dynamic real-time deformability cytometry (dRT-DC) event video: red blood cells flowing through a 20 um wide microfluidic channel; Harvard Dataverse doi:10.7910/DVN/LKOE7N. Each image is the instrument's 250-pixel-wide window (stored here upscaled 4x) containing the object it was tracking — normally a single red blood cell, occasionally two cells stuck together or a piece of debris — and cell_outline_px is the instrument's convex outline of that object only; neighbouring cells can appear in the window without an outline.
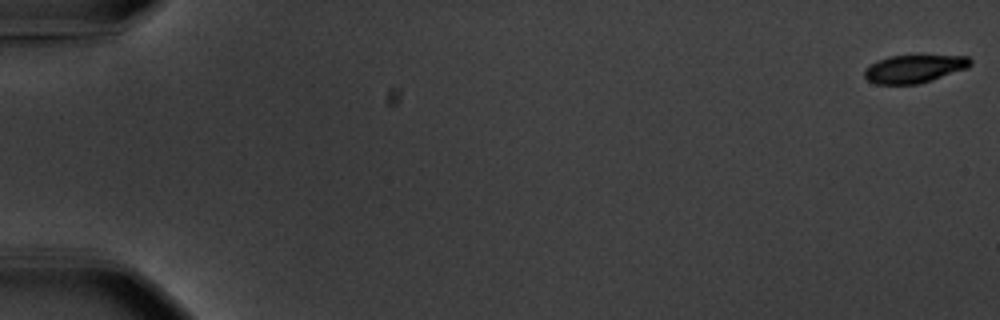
{"species": "common noctule bat (a hibernating species)", "species_latin": "Nyctalus noctula", "temperature_condition": "warm", "stored_images_in_passage": 57, "camera_frame_rate_fps": 3000, "um_per_image_px": 0.085, "animal": {"sex": "male", "body_mass_g": 20.1, "forearm_length_mm": 53.5}, "frame": {"image": 1, "passage_image": 1, "time_ms": 0.0, "image_size_px": [1000, 320], "cell_outline_px": [[972, 64], [968, 68], [932, 80], [916, 84], [876, 84], [868, 80], [864, 76], [864, 72], [876, 60], [888, 56], [916, 52], [920, 52], [968, 56], [972, 60]], "centroid_in_image_um": [77.78, 5.77], "position_along_channel_um": 7.2, "area_um2": 18.32}}
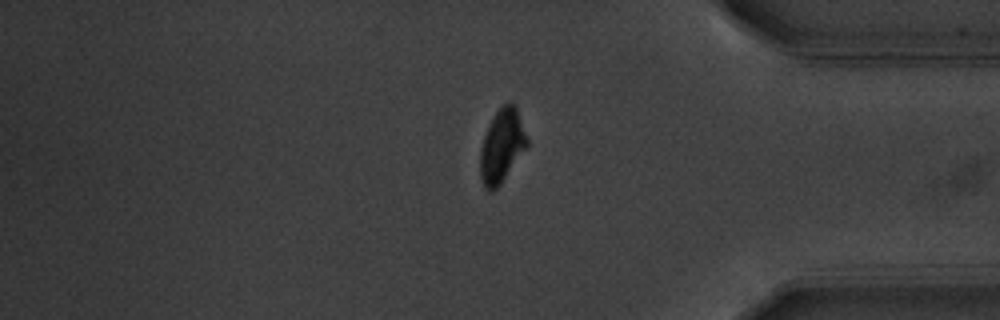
{"frame": {"image": 2, "passage_image": 48, "time_ms": 15.667, "image_size_px": [1000, 320], "cell_outline_px": [[528, 144], [500, 184], [492, 192], [484, 188], [480, 176], [480, 148], [488, 124], [496, 112], [508, 100], [516, 108], [528, 140]], "centroid_in_image_um": [42.62, 12.41], "position_along_channel_um": 392.6, "area_um2": 19.65}}
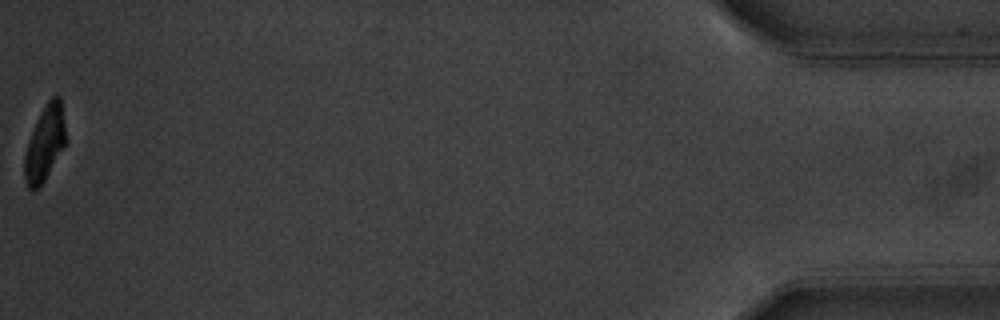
{"frame": {"image": 3, "passage_image": 57, "time_ms": 18.667, "image_size_px": [1000, 320], "cell_outline_px": [[64, 144], [40, 188], [28, 188], [24, 176], [24, 156], [28, 140], [36, 120], [44, 104], [52, 96], [60, 96], [64, 124]], "centroid_in_image_um": [3.76, 12.16], "position_along_channel_um": 431.4, "area_um2": 17.57}, "authors_computed_cell_mechanics": {"area_um2": 19.7676, "velocity_mm_per_s": 3.6577, "shape_relaxation_time_tau1_ms": 2.4386, "shape_relaxation_time_tau2_ms": 1.409, "deformation_change_tau1": 0.1459, "deformation_change_tau2": 0.0468}}